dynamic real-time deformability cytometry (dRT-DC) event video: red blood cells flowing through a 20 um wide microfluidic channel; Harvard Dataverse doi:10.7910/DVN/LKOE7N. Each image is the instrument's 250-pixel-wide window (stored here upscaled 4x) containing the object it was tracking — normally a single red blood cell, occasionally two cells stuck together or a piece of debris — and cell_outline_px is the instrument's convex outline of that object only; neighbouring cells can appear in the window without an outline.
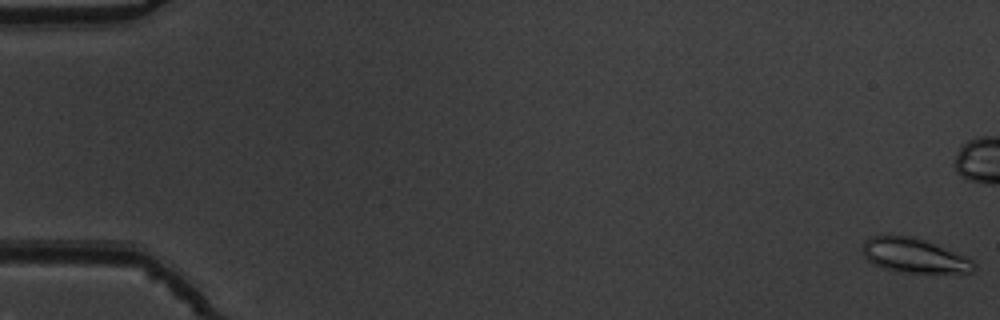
{"species": "common noctule bat (a hibernating species)", "species_latin": "Nyctalus noctula", "temperature_condition": "warm", "stored_images_in_passage": 55, "camera_frame_rate_fps": 3000, "um_per_image_px": 0.085, "animal": {"sex": "male", "body_mass_g": 19.5, "forearm_length_mm": 54.6}, "frame": {"image": 1, "passage_image": 1, "time_ms": 0.0, "image_size_px": [1000, 320], "cell_outline_px": [[976, 268], [972, 272], [896, 272], [884, 268], [868, 260], [860, 252], [860, 248], [864, 240], [872, 236], [912, 236], [924, 240], [964, 256], [972, 260], [976, 264]], "centroid_in_image_um": [77.64, 21.72], "position_along_channel_um": 7.4, "area_um2": 22.08}}
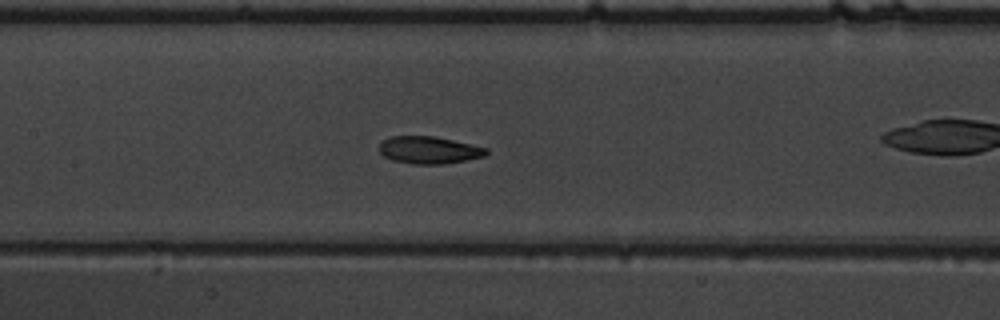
{"frame": {"image": 2, "passage_image": 27, "time_ms": 8.667, "image_size_px": [1000, 320], "cell_outline_px": [[488, 152], [484, 156], [444, 164], [412, 164], [392, 160], [384, 156], [380, 152], [380, 144], [384, 140], [392, 136], [432, 136], [452, 140], [488, 148]], "centroid_in_image_um": [36.46, 12.76], "position_along_channel_um": 170.9, "area_um2": 16.82}}
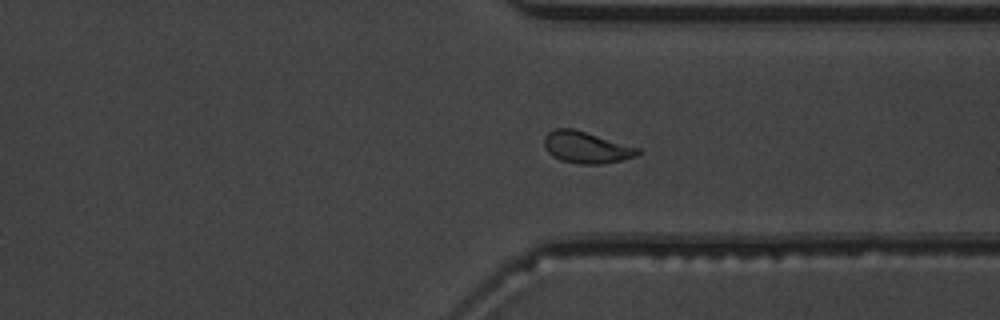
{"frame": {"image": 3, "passage_image": 42, "time_ms": 13.667, "image_size_px": [1000, 320], "cell_outline_px": [[640, 152], [636, 156], [620, 160], [600, 164], [580, 164], [560, 160], [552, 156], [544, 148], [544, 136], [548, 132], [556, 128], [572, 128], [640, 148]], "centroid_in_image_um": [49.8, 12.52], "position_along_channel_um": 361.6, "area_um2": 17.17}, "authors_computed_cell_mechanics": {"area_um2": 17.7446, "velocity_mm_per_s": 3.8169, "shape_relaxation_time_tau1_ms": 4.4043, "shape_relaxation_time_tau2_ms": 2.2257, "deformation_change_tau1": 0.1529, "deformation_change_tau2": 0.0919}}